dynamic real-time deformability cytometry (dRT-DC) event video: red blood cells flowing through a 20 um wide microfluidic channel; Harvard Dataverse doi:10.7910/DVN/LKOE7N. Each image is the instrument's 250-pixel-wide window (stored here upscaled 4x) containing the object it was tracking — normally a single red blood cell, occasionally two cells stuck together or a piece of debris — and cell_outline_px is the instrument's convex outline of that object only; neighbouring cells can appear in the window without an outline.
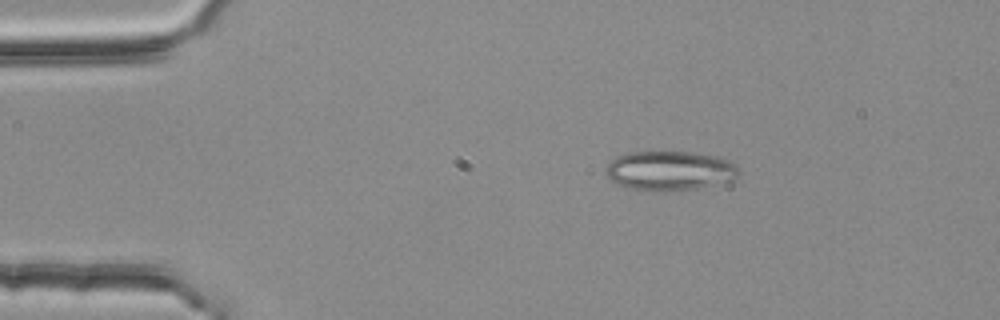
{"species": "common noctule bat (a hibernating species)", "species_latin": "Nyctalus noctula", "temperature_condition": "room temperature", "stored_images_in_passage": 51, "camera_frame_rate_fps": 3000, "um_per_image_px": 0.085, "animal": {"sex": "female", "body_mass_g": 25.1}, "frame": {"image": 1, "passage_image": 6, "time_ms": 1.667, "image_size_px": [1000, 320], "cell_outline_px": [[740, 172], [732, 180], [696, 188], [652, 192], [648, 192], [628, 188], [616, 184], [608, 176], [608, 164], [616, 156], [628, 152], [692, 152], [716, 156], [728, 160], [736, 164], [740, 168]], "centroid_in_image_um": [56.93, 14.51], "position_along_channel_um": 28.1, "area_um2": 30.52}}
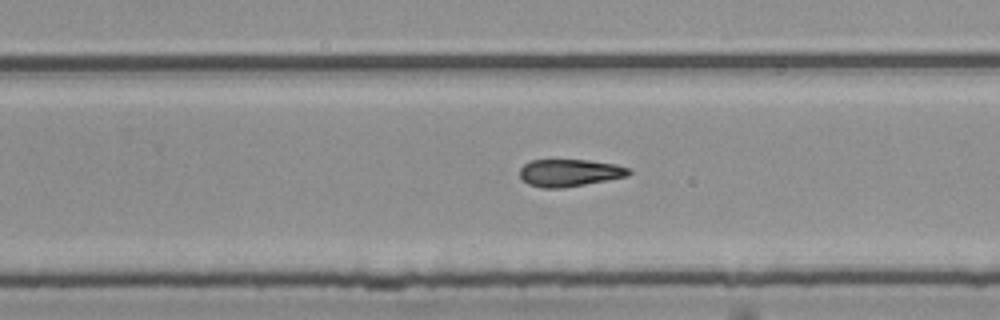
{"frame": {"image": 2, "passage_image": 31, "time_ms": 10.0, "image_size_px": [1000, 320], "cell_outline_px": [[632, 172], [628, 176], [564, 188], [544, 188], [528, 184], [520, 176], [520, 168], [528, 160], [588, 160], [616, 164], [628, 168]], "centroid_in_image_um": [48.41, 14.68], "position_along_channel_um": 281.4, "area_um2": 17.34}}
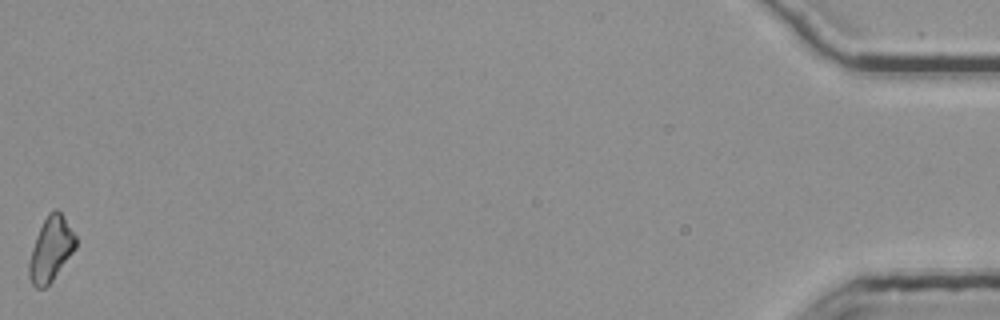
{"frame": {"image": 3, "passage_image": 51, "time_ms": 16.667, "image_size_px": [1000, 320], "cell_outline_px": [[76, 248], [52, 280], [44, 288], [36, 288], [32, 284], [28, 276], [28, 264], [32, 248], [36, 236], [48, 212], [56, 208], [60, 212], [76, 236]], "centroid_in_image_um": [4.31, 21.19], "position_along_channel_um": 430.9, "area_um2": 17.28}, "authors_computed_cell_mechanics": {"area_um2": 17.9758, "velocity_mm_per_s": 3.751, "shape_relaxation_time_tau1_ms": null, "shape_relaxation_time_tau2_ms": 9.0557, "deformation_change_tau1": null, "deformation_change_tau2": 0.2058}}